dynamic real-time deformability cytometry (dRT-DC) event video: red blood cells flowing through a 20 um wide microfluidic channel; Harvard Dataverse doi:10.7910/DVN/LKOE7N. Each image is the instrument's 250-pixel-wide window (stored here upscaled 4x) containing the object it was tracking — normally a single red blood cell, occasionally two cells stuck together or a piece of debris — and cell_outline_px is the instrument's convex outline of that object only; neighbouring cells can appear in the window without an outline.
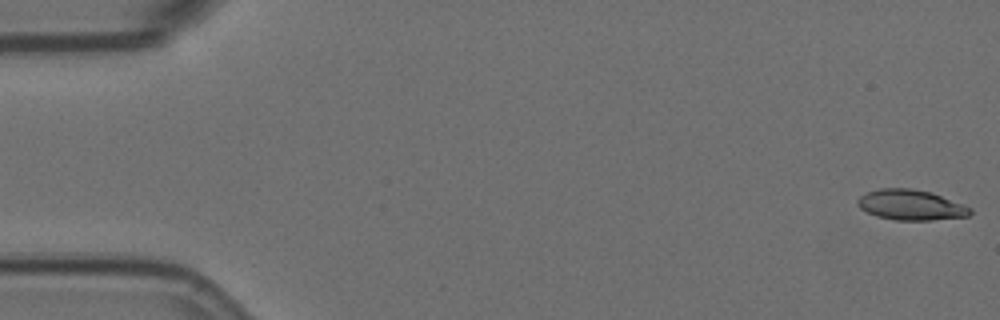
{"species": "Egyptian fruit bat (a non-hibernating species)", "species_latin": "Rousettus aegyptiacus", "temperature_condition": "room temperature", "stored_images_in_passage": 58, "camera_frame_rate_fps": 3000, "um_per_image_px": 0.085, "animal": {"sex": "female"}, "frame": {"image": 1, "passage_image": 1, "time_ms": 0.0, "image_size_px": [1000, 320], "cell_outline_px": [[972, 212], [968, 216], [932, 220], [896, 220], [876, 216], [860, 208], [856, 204], [856, 200], [860, 196], [868, 192], [880, 188], [912, 188], [932, 192], [972, 208]], "centroid_in_image_um": [77.41, 17.41], "position_along_channel_um": 7.6, "area_um2": 19.94}}
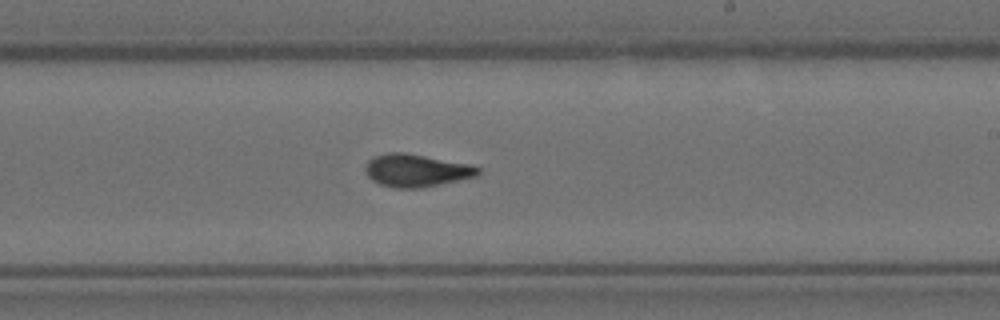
{"frame": {"image": 2, "passage_image": 34, "time_ms": 11.0, "image_size_px": [1000, 320], "cell_outline_px": [[480, 172], [476, 176], [420, 188], [392, 188], [380, 184], [372, 180], [368, 176], [364, 168], [368, 160], [376, 156], [388, 152], [404, 152], [472, 164], [480, 168]], "centroid_in_image_um": [35.37, 14.48], "position_along_channel_um": 253.6, "area_um2": 21.44}}
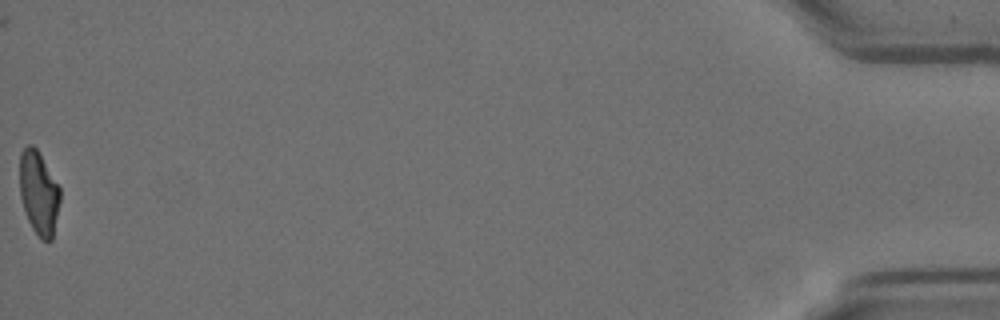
{"frame": {"image": 3, "passage_image": 58, "time_ms": 19.0, "image_size_px": [1000, 320], "cell_outline_px": [[60, 200], [52, 240], [40, 240], [32, 228], [28, 220], [20, 196], [20, 152], [28, 144], [32, 144], [36, 148], [60, 188]], "centroid_in_image_um": [3.29, 16.41], "position_along_channel_um": 431.9, "area_um2": 19.48}, "authors_computed_cell_mechanics": {"area_um2": 20.808, "velocity_mm_per_s": 3.5207, "shape_relaxation_time_tau1_ms": 7.1163, "shape_relaxation_time_tau2_ms": 1.5313, "deformation_change_tau1": 0.2264, "deformation_change_tau2": 0.0839}}